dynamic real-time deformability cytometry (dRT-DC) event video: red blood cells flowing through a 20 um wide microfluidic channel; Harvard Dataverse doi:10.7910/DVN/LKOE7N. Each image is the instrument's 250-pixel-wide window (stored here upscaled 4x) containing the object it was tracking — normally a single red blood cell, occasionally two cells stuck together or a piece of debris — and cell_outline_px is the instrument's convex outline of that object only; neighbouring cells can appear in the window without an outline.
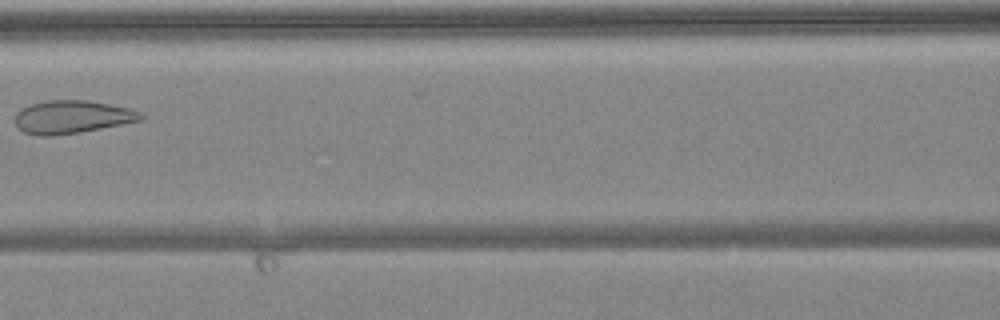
{"species": "common noctule bat (a hibernating species)", "species_latin": "Nyctalus noctula", "temperature_condition": "warm", "stored_images_in_passage": 6, "camera_frame_rate_fps": 3000, "um_per_image_px": 0.085, "animal": {"sex": "female", "body_mass_g": 24.6, "forearm_length_mm": 56.2}, "frame": {"image": 1, "passage_image": 5, "time_ms": 1.333, "image_size_px": [1000, 320], "cell_outline_px": [[144, 120], [80, 132], [52, 136], [40, 136], [24, 132], [16, 124], [16, 112], [20, 108], [32, 104], [48, 100], [88, 100], [128, 108], [140, 112], [144, 116]], "centroid_in_image_um": [6.13, 9.94], "position_along_channel_um": 160.5, "area_um2": 24.1}}
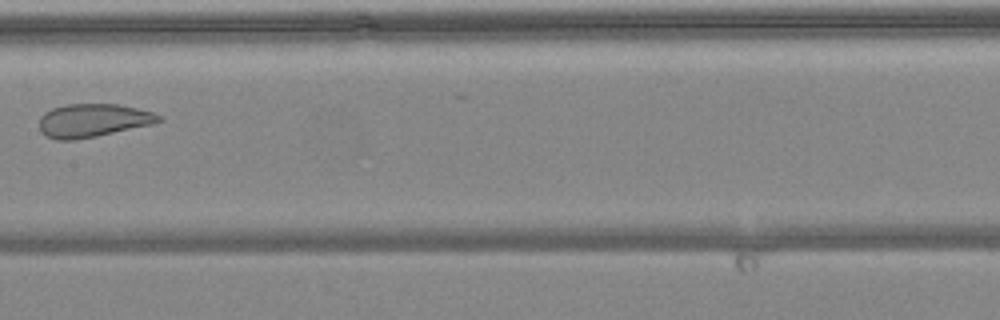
{"frame": {"image": 2, "passage_image": 6, "time_ms": 1.667, "image_size_px": [1000, 320], "cell_outline_px": [[164, 120], [152, 124], [96, 136], [76, 140], [56, 140], [44, 136], [40, 132], [40, 116], [44, 112], [52, 108], [64, 104], [120, 104], [152, 112], [160, 116]], "centroid_in_image_um": [7.85, 10.24], "position_along_channel_um": 199.5, "area_um2": 23.29}}